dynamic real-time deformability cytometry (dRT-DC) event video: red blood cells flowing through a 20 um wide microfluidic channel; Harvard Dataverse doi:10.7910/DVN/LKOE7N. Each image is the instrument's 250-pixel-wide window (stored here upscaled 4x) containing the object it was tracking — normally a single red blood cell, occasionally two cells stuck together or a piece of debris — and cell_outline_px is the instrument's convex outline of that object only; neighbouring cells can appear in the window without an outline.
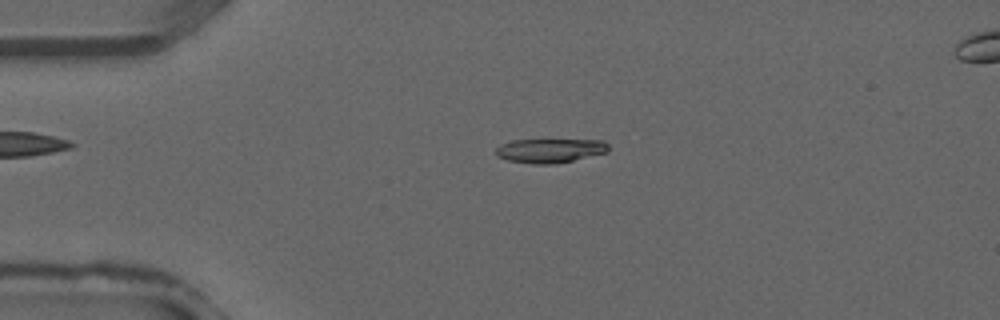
{"species": "common noctule bat (a hibernating species)", "species_latin": "Nyctalus noctula", "temperature_condition": "warm", "stored_images_in_passage": 37, "camera_frame_rate_fps": 3000, "um_per_image_px": 0.085, "animal": {"sex": "male", "forearm_length_mm": 52.5}, "frame": {"image": 1, "passage_image": 8, "time_ms": 2.333, "image_size_px": [1000, 320], "cell_outline_px": [[608, 152], [556, 164], [532, 164], [508, 160], [496, 156], [496, 148], [500, 144], [512, 140], [604, 140], [608, 144]], "centroid_in_image_um": [46.74, 12.8], "position_along_channel_um": 38.3, "area_um2": 15.9}}
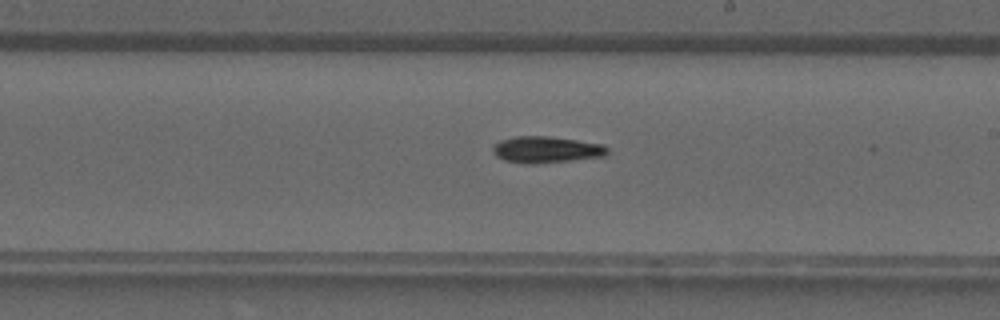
{"frame": {"image": 2, "passage_image": 21, "time_ms": 6.667, "image_size_px": [1000, 320], "cell_outline_px": [[608, 152], [604, 156], [572, 160], [532, 164], [524, 164], [504, 160], [496, 156], [492, 152], [492, 148], [500, 140], [516, 136], [548, 136], [604, 144], [608, 148]], "centroid_in_image_um": [46.42, 12.72], "position_along_channel_um": 242.6, "area_um2": 17.69}}
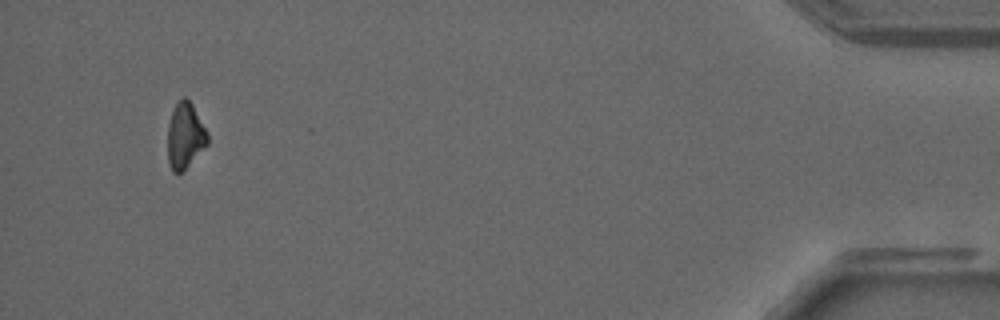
{"frame": {"image": 3, "passage_image": 35, "time_ms": 11.333, "image_size_px": [1000, 320], "cell_outline_px": [[208, 144], [184, 172], [172, 172], [168, 164], [168, 124], [172, 112], [176, 104], [184, 96], [192, 104], [208, 132]], "centroid_in_image_um": [15.74, 11.59], "position_along_channel_um": 419.5, "area_um2": 15.43}}